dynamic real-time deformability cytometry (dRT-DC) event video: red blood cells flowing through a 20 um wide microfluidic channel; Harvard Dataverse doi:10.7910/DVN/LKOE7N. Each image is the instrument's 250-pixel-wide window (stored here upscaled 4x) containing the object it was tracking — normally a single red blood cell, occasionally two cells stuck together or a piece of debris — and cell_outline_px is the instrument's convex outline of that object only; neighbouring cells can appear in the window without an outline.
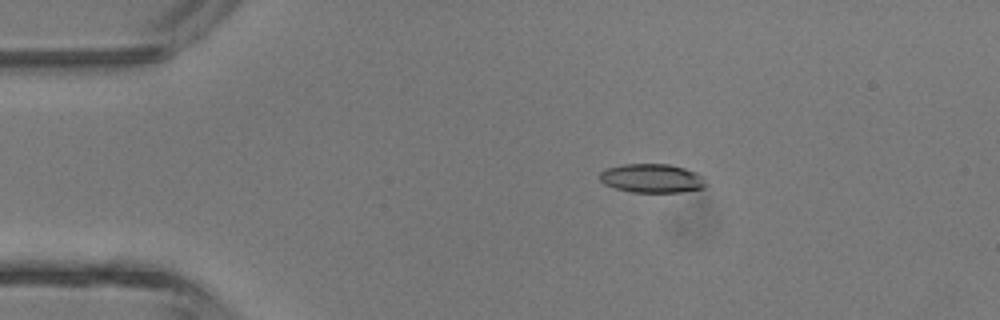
{"species": "common noctule bat (a hibernating species)", "species_latin": "Nyctalus noctula", "temperature_condition": "room temperature", "stored_images_in_passage": 4, "camera_frame_rate_fps": 3000, "um_per_image_px": 0.085, "animal": {"sex": "male", "body_mass_g": 13.3}, "frame": {"image": 1, "passage_image": 3, "time_ms": 2.333, "image_size_px": [1000, 320], "cell_outline_px": [[708, 184], [704, 188], [680, 192], [632, 192], [616, 188], [604, 184], [600, 180], [600, 172], [604, 168], [620, 164], [668, 164], [684, 168], [696, 172], [704, 176]], "centroid_in_image_um": [55.43, 15.15], "position_along_channel_um": 29.6, "area_um2": 18.09}}